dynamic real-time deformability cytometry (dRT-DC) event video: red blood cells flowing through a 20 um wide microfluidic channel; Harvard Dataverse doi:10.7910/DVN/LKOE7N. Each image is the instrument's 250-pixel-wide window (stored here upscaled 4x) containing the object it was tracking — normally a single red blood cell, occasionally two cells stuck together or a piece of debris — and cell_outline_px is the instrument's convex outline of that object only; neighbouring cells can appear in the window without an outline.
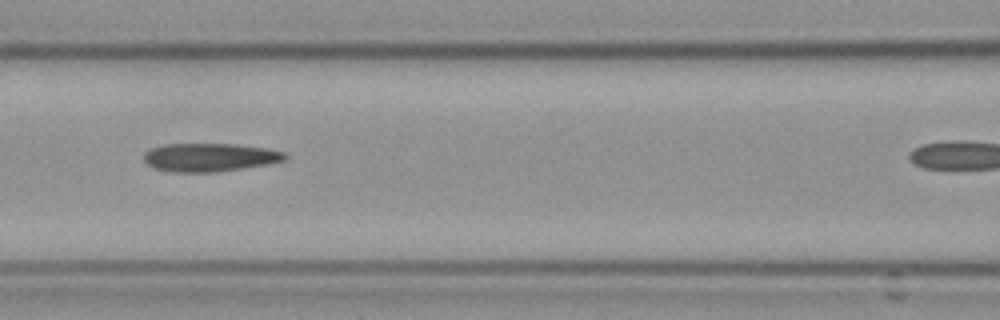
{"species": "Egyptian fruit bat (a non-hibernating species)", "species_latin": "Rousettus aegyptiacus", "temperature_condition": "cold", "stored_images_in_passage": 6, "camera_frame_rate_fps": 3000, "um_per_image_px": 0.085, "frame": {"image": 1, "passage_image": 3, "time_ms": 0.667, "image_size_px": [1000, 320], "cell_outline_px": [[288, 156], [284, 160], [268, 164], [244, 168], [216, 172], [172, 172], [156, 168], [148, 164], [144, 160], [144, 152], [152, 148], [164, 144], [236, 144], [268, 148], [284, 152]], "centroid_in_image_um": [17.85, 13.37], "position_along_channel_um": 148.8, "area_um2": 23.29}}